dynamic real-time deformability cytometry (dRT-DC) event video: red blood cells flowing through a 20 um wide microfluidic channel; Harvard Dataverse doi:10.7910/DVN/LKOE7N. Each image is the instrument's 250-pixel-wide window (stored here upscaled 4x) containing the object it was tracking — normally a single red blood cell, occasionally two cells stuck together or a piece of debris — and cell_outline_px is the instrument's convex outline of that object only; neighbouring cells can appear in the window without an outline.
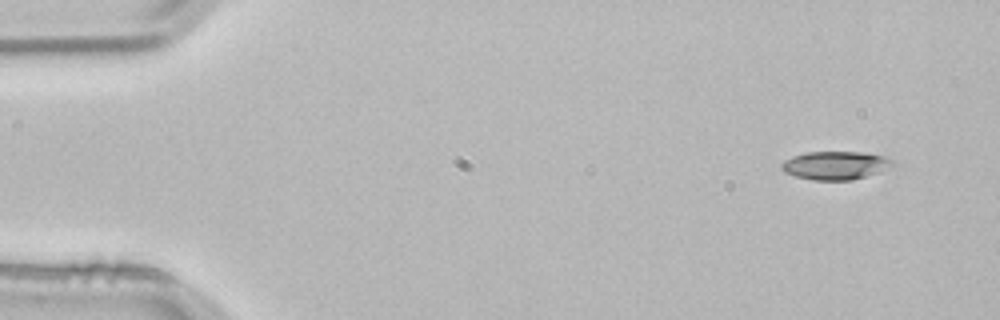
{"species": "common noctule bat (a hibernating species)", "species_latin": "Nyctalus noctula", "temperature_condition": "room temperature", "stored_images_in_passage": 3, "camera_frame_rate_fps": 3000, "um_per_image_px": 0.085, "animal": {"sex": "male", "body_mass_g": 21.5, "forearm_length_mm": 52.0}, "frame": {"image": 1, "passage_image": 1, "time_ms": 0.0, "image_size_px": [1000, 320], "cell_outline_px": [[896, 164], [880, 172], [852, 180], [812, 180], [796, 176], [784, 172], [780, 168], [780, 164], [784, 160], [792, 156], [808, 152], [864, 152], [888, 156]], "centroid_in_image_um": [71.03, 14.05], "position_along_channel_um": 14.0, "area_um2": 18.55}}
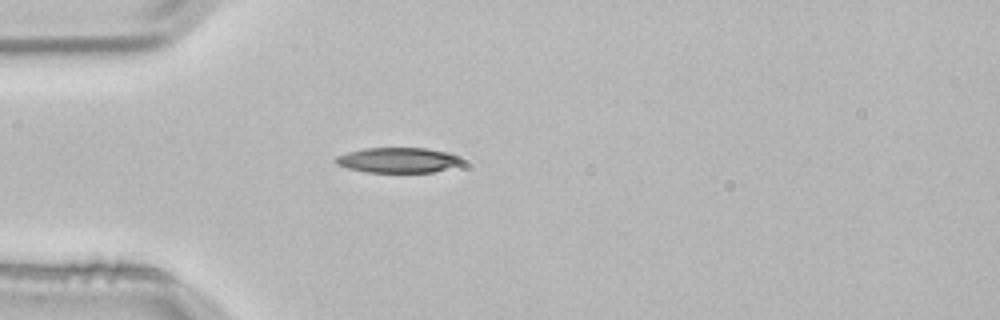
{"frame": {"image": 2, "passage_image": 3, "time_ms": 0.667, "image_size_px": [1000, 320], "cell_outline_px": [[460, 160], [456, 164], [432, 172], [364, 172], [348, 168], [336, 164], [332, 160], [336, 156], [348, 152], [364, 148], [424, 148], [448, 152], [456, 156]], "centroid_in_image_um": [33.69, 13.6], "position_along_channel_um": 51.3, "area_um2": 18.15}}